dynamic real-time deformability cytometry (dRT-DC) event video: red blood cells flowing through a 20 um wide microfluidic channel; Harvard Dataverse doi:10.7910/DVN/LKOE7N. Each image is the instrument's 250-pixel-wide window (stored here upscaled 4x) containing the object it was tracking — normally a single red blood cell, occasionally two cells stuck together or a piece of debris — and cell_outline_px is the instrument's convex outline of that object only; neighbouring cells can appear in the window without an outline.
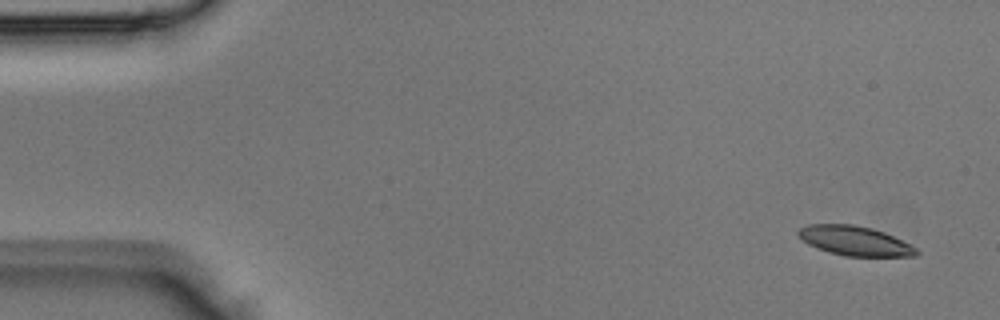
{"species": "Egyptian fruit bat (a non-hibernating species)", "species_latin": "Rousettus aegyptiacus", "temperature_condition": "room temperature", "stored_images_in_passage": 4, "camera_frame_rate_fps": 3000, "um_per_image_px": 0.085, "animal": {"sex": "male"}, "frame": {"image": 1, "passage_image": 1, "time_ms": 0.0, "image_size_px": [1000, 320], "cell_outline_px": [[920, 252], [916, 256], [844, 256], [828, 252], [808, 244], [796, 232], [800, 228], [808, 224], [856, 224], [872, 228], [884, 232], [916, 248]], "centroid_in_image_um": [72.65, 20.46], "position_along_channel_um": 12.4, "area_um2": 20.17}}
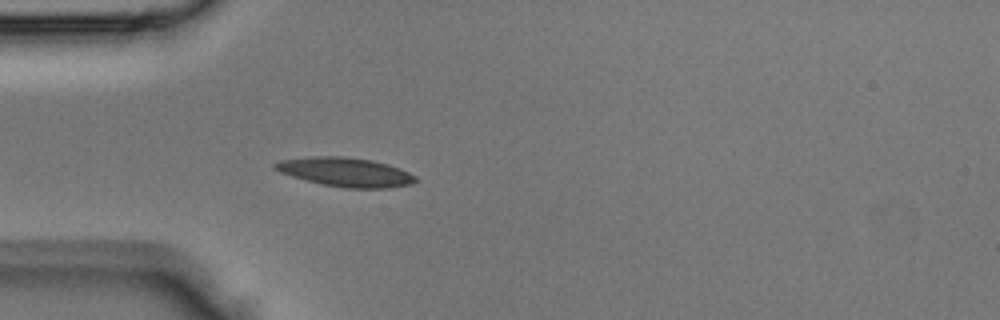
{"frame": {"image": 2, "passage_image": 4, "time_ms": 1.0, "image_size_px": [1000, 320], "cell_outline_px": [[416, 180], [412, 184], [388, 188], [344, 188], [324, 184], [292, 176], [280, 172], [272, 168], [272, 164], [280, 160], [312, 156], [344, 156], [372, 160], [388, 164], [400, 168], [416, 176]], "centroid_in_image_um": [29.37, 14.62], "position_along_channel_um": 55.6, "area_um2": 23.76}}